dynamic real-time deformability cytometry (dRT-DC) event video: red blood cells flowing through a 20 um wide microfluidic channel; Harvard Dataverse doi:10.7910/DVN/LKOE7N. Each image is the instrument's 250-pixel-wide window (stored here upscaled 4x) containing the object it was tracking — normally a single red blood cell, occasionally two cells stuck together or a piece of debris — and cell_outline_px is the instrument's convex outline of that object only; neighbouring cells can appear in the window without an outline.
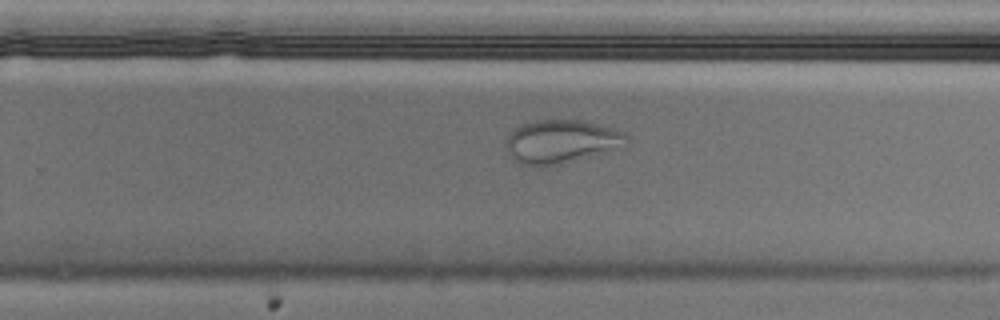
{"species": "Egyptian fruit bat (a non-hibernating species)", "species_latin": "Rousettus aegyptiacus", "temperature_condition": "cold", "stored_images_in_passage": 50, "camera_frame_rate_fps": 3000, "um_per_image_px": 0.085, "animal": {"sex": "male"}, "frame": {"image": 1, "passage_image": 36, "time_ms": 11.667, "image_size_px": [1000, 320], "cell_outline_px": [[628, 140], [624, 148], [560, 164], [520, 164], [508, 152], [504, 144], [504, 140], [520, 124], [536, 120], [584, 120], [616, 128], [624, 132], [628, 136]], "centroid_in_image_um": [47.78, 12.0], "position_along_channel_um": 282.0, "area_um2": 30.63}}